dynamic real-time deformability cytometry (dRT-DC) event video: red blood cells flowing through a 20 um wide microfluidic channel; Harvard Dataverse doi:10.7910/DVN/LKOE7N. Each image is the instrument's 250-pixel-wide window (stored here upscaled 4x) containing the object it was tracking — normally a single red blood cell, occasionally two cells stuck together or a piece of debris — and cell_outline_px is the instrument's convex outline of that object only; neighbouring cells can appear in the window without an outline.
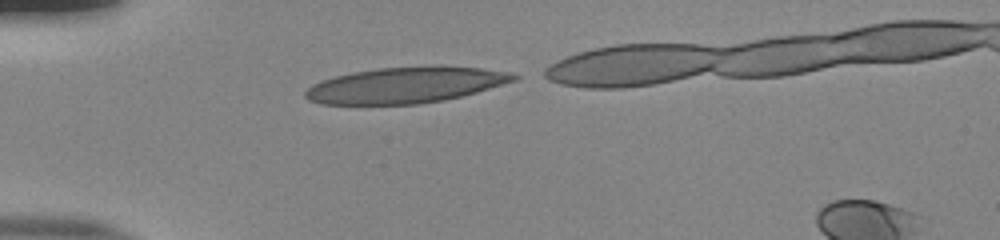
{"species": "human", "species_latin": "Homo sapiens", "temperature_condition": "room temperature", "stored_images_in_passage": 32, "camera_frame_rate_fps": 3000, "um_per_image_px": 0.085, "donor": {"sex": "male"}, "frame": {"image": 1, "passage_image": 1, "time_ms": 0.0, "image_size_px": [1000, 240], "cell_outline_px": [[520, 76], [516, 80], [476, 92], [444, 100], [416, 104], [320, 104], [308, 100], [304, 96], [304, 92], [312, 84], [320, 80], [332, 76], [352, 72], [380, 68], [440, 64], [480, 68], [512, 72]], "centroid_in_image_um": [34.47, 7.21], "position_along_channel_um": 50.5, "area_um2": 44.16}}
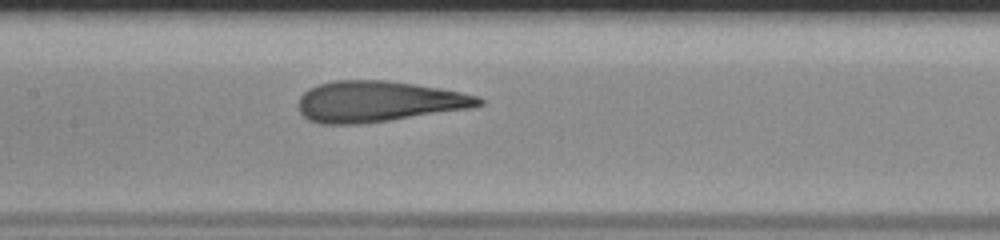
{"frame": {"image": 2, "passage_image": 12, "time_ms": 3.667, "image_size_px": [1000, 240], "cell_outline_px": [[484, 104], [472, 108], [360, 124], [320, 124], [308, 120], [300, 112], [296, 104], [300, 96], [308, 88], [316, 84], [336, 80], [384, 80], [416, 84], [460, 92], [476, 96], [484, 100]], "centroid_in_image_um": [32.1, 8.62], "position_along_channel_um": 175.3, "area_um2": 43.06}}
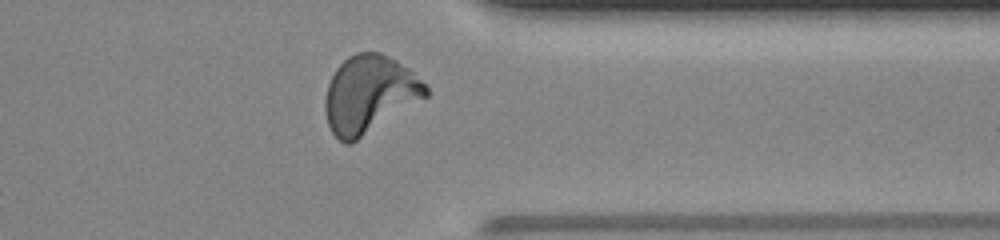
{"frame": {"image": 3, "passage_image": 28, "time_ms": 9.0, "image_size_px": [1000, 240], "cell_outline_px": [[428, 96], [352, 144], [344, 144], [332, 132], [328, 124], [324, 108], [324, 100], [328, 84], [336, 68], [348, 56], [356, 52], [380, 52], [396, 60], [408, 68], [428, 88]], "centroid_in_image_um": [31.37, 8.03], "position_along_channel_um": 380.0, "area_um2": 45.37}}